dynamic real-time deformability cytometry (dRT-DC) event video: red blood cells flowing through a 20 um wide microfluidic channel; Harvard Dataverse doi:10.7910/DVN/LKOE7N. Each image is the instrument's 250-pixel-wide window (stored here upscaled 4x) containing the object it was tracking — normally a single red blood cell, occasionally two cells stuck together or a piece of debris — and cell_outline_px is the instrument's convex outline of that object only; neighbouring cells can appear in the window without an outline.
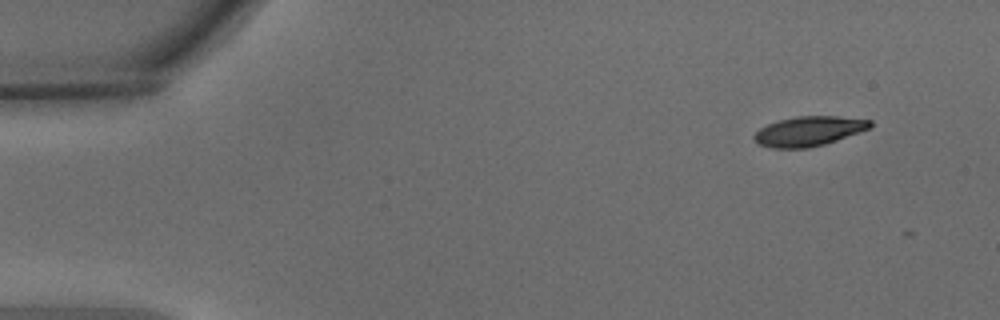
{"species": "common noctule bat (a hibernating species)", "species_latin": "Nyctalus noctula", "temperature_condition": "warm", "stored_images_in_passage": 5, "camera_frame_rate_fps": 3000, "um_per_image_px": 0.085, "animal": {"sex": "male", "body_mass_g": 15.6}, "frame": {"image": 1, "passage_image": 1, "time_ms": 0.0, "image_size_px": [1000, 320], "cell_outline_px": [[872, 128], [824, 144], [808, 148], [772, 148], [760, 144], [752, 136], [760, 128], [776, 120], [796, 116], [836, 116], [872, 120]], "centroid_in_image_um": [68.76, 11.14], "position_along_channel_um": 16.2, "area_um2": 20.06}}